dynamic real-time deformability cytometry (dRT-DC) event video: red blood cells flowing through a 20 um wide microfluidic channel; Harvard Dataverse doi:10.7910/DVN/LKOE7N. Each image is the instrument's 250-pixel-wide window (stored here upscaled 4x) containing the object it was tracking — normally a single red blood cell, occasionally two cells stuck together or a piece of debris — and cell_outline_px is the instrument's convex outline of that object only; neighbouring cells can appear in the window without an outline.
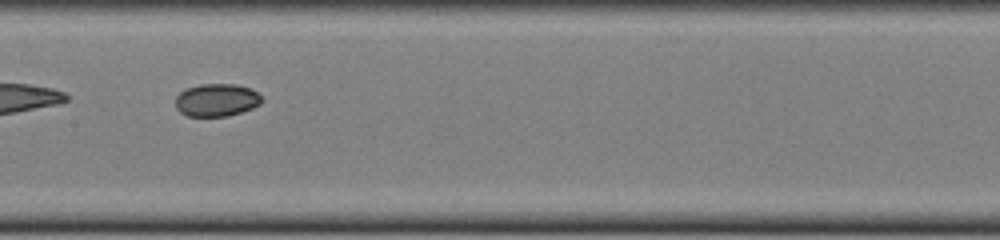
{"species": "common noctule bat (a hibernating species)", "species_latin": "Nyctalus noctula", "temperature_condition": "cold", "stored_images_in_passage": 32, "camera_frame_rate_fps": 3000, "um_per_image_px": 0.085, "animal": {"sex": "female", "body_mass_g": 22.0, "forearm_length_mm": 56.7}, "frame": {"image": 1, "passage_image": 10, "time_ms": 3.0, "image_size_px": [1000, 240], "cell_outline_px": [[264, 100], [260, 104], [252, 108], [228, 116], [188, 116], [180, 112], [176, 108], [176, 96], [180, 92], [188, 88], [200, 84], [236, 84], [248, 88], [256, 92]], "centroid_in_image_um": [18.4, 8.5], "position_along_channel_um": 189.0, "area_um2": 16.36}}